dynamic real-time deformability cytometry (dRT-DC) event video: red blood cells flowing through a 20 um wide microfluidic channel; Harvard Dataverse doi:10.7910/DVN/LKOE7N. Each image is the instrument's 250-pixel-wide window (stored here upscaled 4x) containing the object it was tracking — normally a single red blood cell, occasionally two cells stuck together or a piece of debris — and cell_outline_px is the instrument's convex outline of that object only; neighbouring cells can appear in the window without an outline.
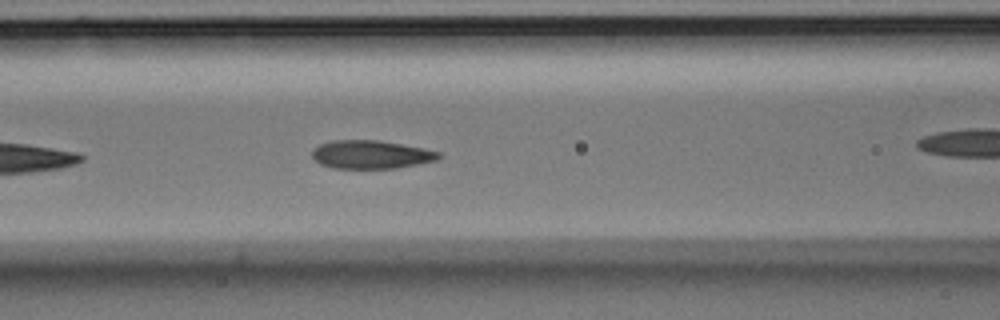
{"species": "Egyptian fruit bat (a non-hibernating species)", "species_latin": "Rousettus aegyptiacus", "temperature_condition": "room temperature", "stored_images_in_passage": 12, "camera_frame_rate_fps": 3000, "um_per_image_px": 0.085, "animal": {"sex": "male"}, "frame": {"image": 1, "passage_image": 9, "time_ms": 2.667, "image_size_px": [1000, 320], "cell_outline_px": [[444, 156], [436, 160], [396, 168], [332, 168], [320, 164], [312, 156], [312, 148], [320, 144], [332, 140], [380, 140], [424, 148], [440, 152]], "centroid_in_image_um": [31.53, 13.12], "position_along_channel_um": 135.1, "area_um2": 20.98}}